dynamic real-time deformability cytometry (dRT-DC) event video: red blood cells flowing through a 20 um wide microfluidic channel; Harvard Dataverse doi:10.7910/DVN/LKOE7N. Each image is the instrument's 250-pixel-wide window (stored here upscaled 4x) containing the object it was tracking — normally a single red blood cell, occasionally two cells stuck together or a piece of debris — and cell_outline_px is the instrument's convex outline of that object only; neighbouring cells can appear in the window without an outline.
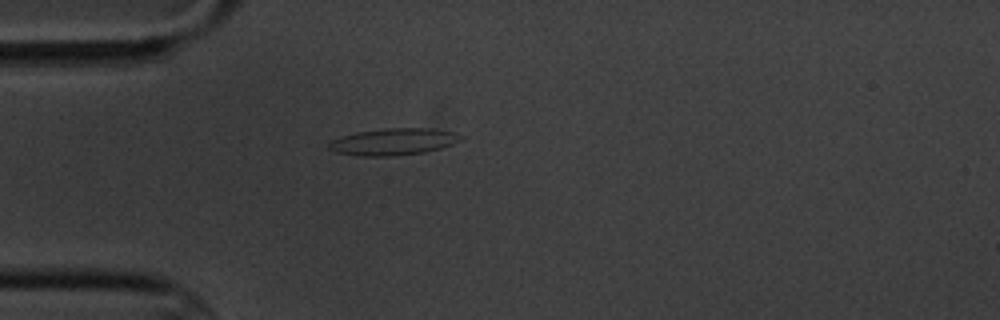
{"species": "common noctule bat (a hibernating species)", "species_latin": "Nyctalus noctula", "temperature_condition": "cold", "stored_images_in_passage": 2, "camera_frame_rate_fps": 3000, "um_per_image_px": 0.085, "animal": {"sex": "male", "body_mass_g": 20.1, "forearm_length_mm": 53.5}, "frame": {"image": 1, "passage_image": 1, "time_ms": 0.0, "image_size_px": [1000, 320], "cell_outline_px": [[464, 136], [460, 140], [452, 144], [440, 148], [424, 152], [392, 156], [360, 156], [336, 152], [328, 148], [328, 144], [332, 140], [340, 136], [356, 132], [384, 128], [428, 128], [456, 132]], "centroid_in_image_um": [33.43, 12.04], "position_along_channel_um": 51.6, "area_um2": 20.63}}